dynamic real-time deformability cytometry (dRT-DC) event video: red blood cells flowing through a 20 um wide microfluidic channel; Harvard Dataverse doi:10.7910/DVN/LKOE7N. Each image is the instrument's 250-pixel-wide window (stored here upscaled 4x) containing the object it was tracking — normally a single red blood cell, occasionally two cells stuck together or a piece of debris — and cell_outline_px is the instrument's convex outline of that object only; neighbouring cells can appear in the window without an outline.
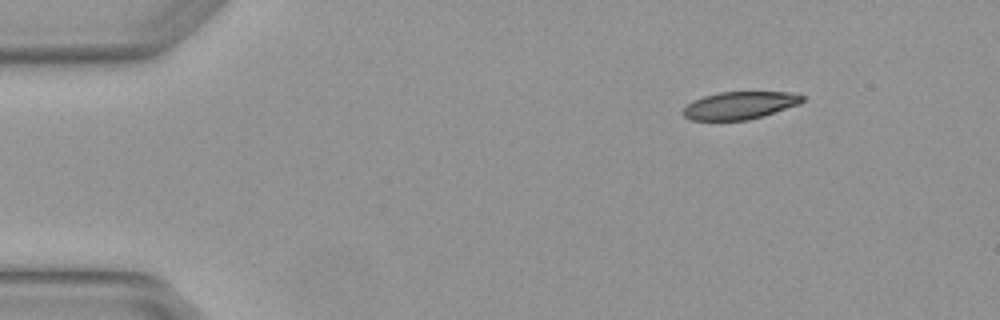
{"species": "Egyptian fruit bat (a non-hibernating species)", "species_latin": "Rousettus aegyptiacus", "temperature_condition": "warm", "stored_images_in_passage": 3, "camera_frame_rate_fps": 3000, "um_per_image_px": 0.085, "animal": {"sex": "female"}, "frame": {"image": 1, "passage_image": 1, "time_ms": 0.0, "image_size_px": [1000, 320], "cell_outline_px": [[804, 100], [800, 104], [764, 116], [748, 120], [692, 120], [684, 116], [680, 112], [692, 100], [704, 96], [720, 92], [792, 92], [804, 96]], "centroid_in_image_um": [62.89, 8.96], "position_along_channel_um": 22.1, "area_um2": 19.31}}
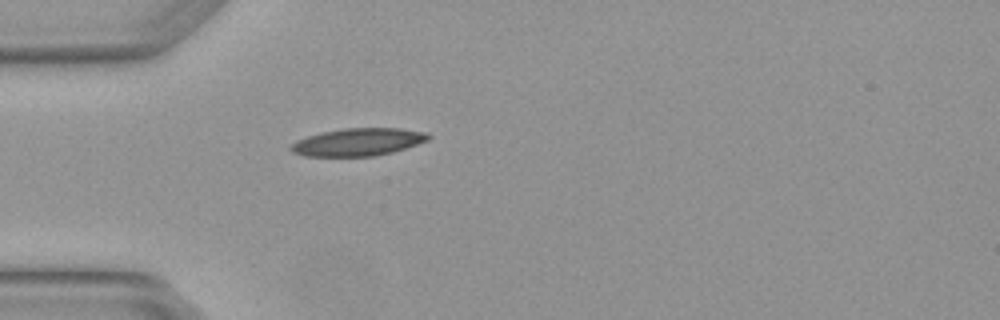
{"frame": {"image": 2, "passage_image": 3, "time_ms": 0.667, "image_size_px": [1000, 320], "cell_outline_px": [[432, 136], [428, 140], [392, 152], [376, 156], [304, 156], [292, 152], [288, 148], [296, 140], [308, 136], [324, 132], [344, 128], [400, 128], [428, 132]], "centroid_in_image_um": [30.44, 12.07], "position_along_channel_um": 54.6, "area_um2": 22.08}}